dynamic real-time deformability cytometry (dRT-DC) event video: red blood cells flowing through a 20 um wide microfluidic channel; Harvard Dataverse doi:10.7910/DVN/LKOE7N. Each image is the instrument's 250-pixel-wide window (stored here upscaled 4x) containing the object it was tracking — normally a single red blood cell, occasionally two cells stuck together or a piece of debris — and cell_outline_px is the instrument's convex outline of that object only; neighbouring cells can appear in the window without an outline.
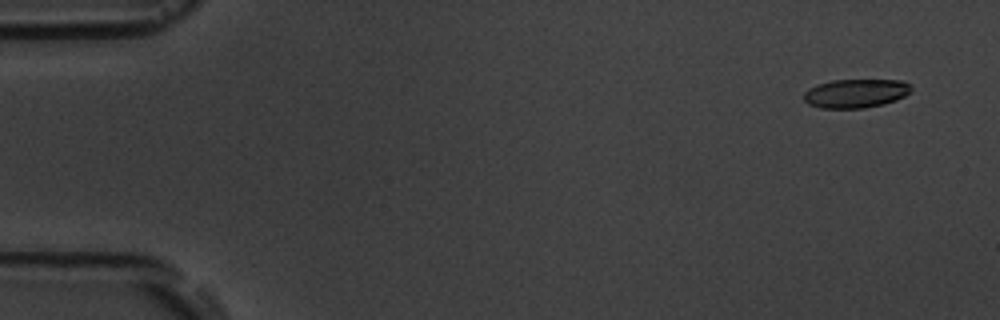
{"species": "common noctule bat (a hibernating species)", "species_latin": "Nyctalus noctula", "temperature_condition": "room temperature", "stored_images_in_passage": 5, "camera_frame_rate_fps": 3000, "um_per_image_px": 0.085, "animal": {"sex": "male", "body_mass_g": 19.5, "forearm_length_mm": 54.6}, "frame": {"image": 1, "passage_image": 2, "time_ms": 1.0, "image_size_px": [1000, 320], "cell_outline_px": [[912, 92], [896, 100], [884, 104], [864, 108], [820, 108], [808, 104], [804, 100], [804, 92], [808, 88], [816, 84], [832, 80], [900, 80], [912, 84]], "centroid_in_image_um": [72.75, 7.93], "position_along_channel_um": 12.3, "area_um2": 18.26}}